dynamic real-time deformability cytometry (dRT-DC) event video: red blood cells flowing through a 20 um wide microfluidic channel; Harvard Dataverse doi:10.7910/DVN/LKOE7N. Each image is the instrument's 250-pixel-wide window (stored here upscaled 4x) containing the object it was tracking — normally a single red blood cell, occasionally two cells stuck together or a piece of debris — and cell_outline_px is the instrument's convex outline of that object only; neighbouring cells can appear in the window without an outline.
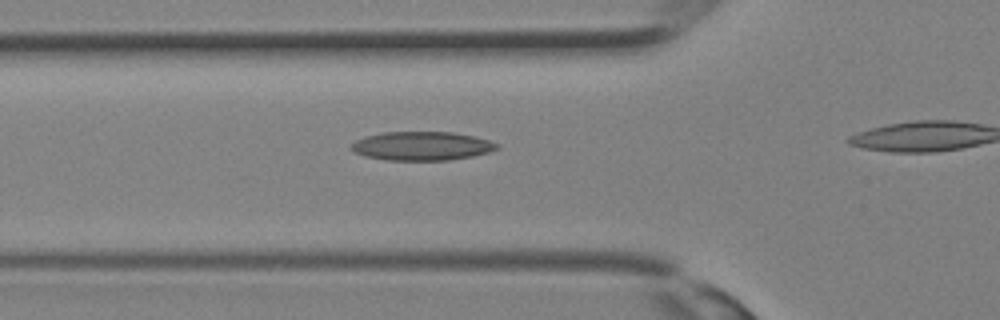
{"species": "Egyptian fruit bat (a non-hibernating species)", "species_latin": "Rousettus aegyptiacus", "temperature_condition": "room temperature", "stored_images_in_passage": 9, "camera_frame_rate_fps": 3000, "um_per_image_px": 0.085, "animal": {"sex": "female"}, "frame": {"image": 1, "passage_image": 6, "time_ms": 1.667, "image_size_px": [1000, 320], "cell_outline_px": [[500, 148], [488, 152], [472, 156], [448, 160], [388, 160], [364, 156], [352, 152], [348, 148], [356, 140], [364, 136], [384, 132], [452, 132], [472, 136], [488, 140], [500, 144]], "centroid_in_image_um": [35.82, 12.41], "position_along_channel_um": 90.0, "area_um2": 24.51}}
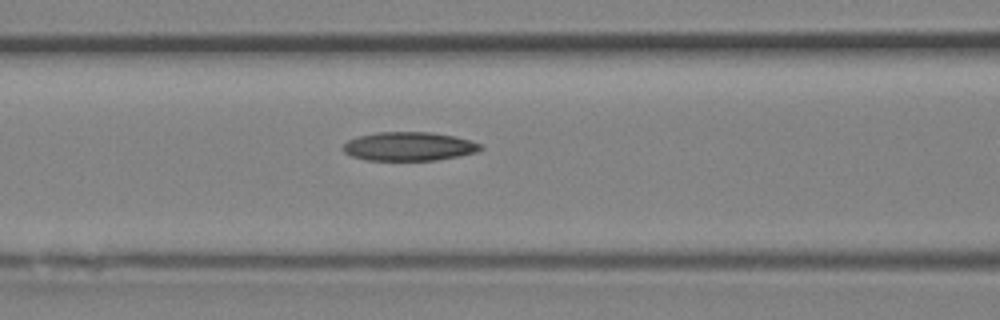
{"frame": {"image": 2, "passage_image": 8, "time_ms": 2.333, "image_size_px": [1000, 320], "cell_outline_px": [[484, 148], [476, 152], [436, 160], [364, 160], [352, 156], [344, 152], [344, 144], [348, 140], [356, 136], [376, 132], [428, 132], [452, 136], [468, 140], [480, 144]], "centroid_in_image_um": [34.71, 12.44], "position_along_channel_um": 131.9, "area_um2": 22.83}}